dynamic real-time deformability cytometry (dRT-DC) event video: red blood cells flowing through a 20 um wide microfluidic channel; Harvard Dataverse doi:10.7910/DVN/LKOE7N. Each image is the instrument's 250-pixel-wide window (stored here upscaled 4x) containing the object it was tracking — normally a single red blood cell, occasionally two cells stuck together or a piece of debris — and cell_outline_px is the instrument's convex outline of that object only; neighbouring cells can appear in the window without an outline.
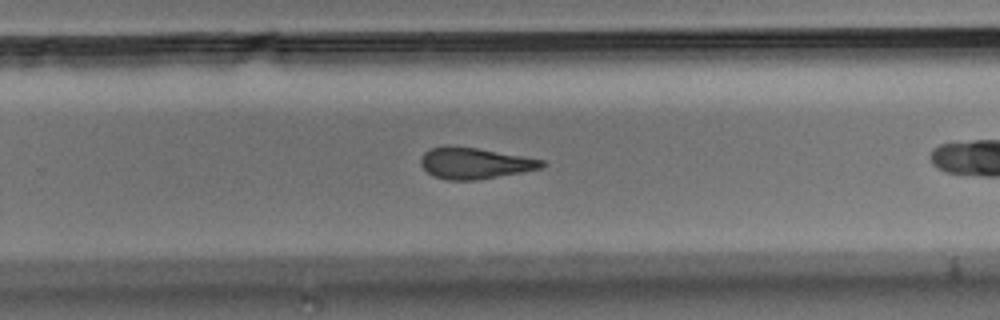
{"species": "Egyptian fruit bat (a non-hibernating species)", "species_latin": "Rousettus aegyptiacus", "temperature_condition": "room temperature", "stored_images_in_passage": 29, "camera_frame_rate_fps": 3000, "um_per_image_px": 0.085, "animal": {"sex": "male"}, "frame": {"image": 1, "passage_image": 21, "time_ms": 6.667, "image_size_px": [1000, 320], "cell_outline_px": [[548, 164], [540, 168], [520, 172], [476, 180], [448, 180], [432, 176], [420, 164], [420, 160], [424, 152], [432, 148], [444, 144], [448, 144], [476, 148], [524, 156], [544, 160]], "centroid_in_image_um": [40.31, 13.85], "position_along_channel_um": 289.5, "area_um2": 22.08}}
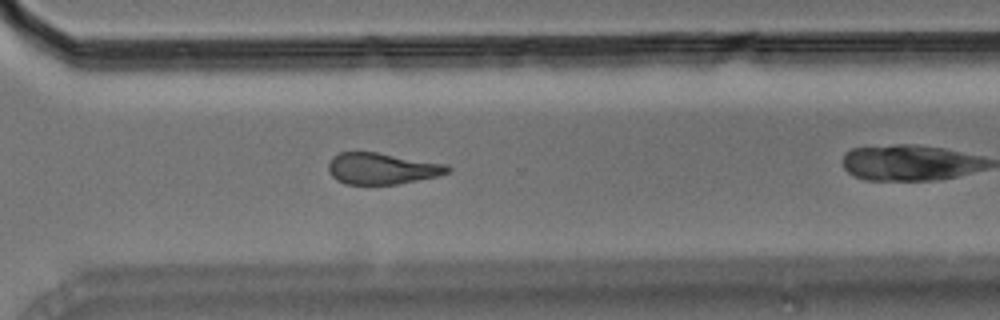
{"frame": {"image": 2, "passage_image": 25, "time_ms": 8.0, "image_size_px": [1000, 320], "cell_outline_px": [[452, 172], [436, 176], [396, 184], [344, 184], [336, 180], [328, 172], [328, 164], [332, 156], [340, 152], [376, 152], [448, 164], [452, 168]], "centroid_in_image_um": [32.46, 14.32], "position_along_channel_um": 338.1, "area_um2": 21.91}}